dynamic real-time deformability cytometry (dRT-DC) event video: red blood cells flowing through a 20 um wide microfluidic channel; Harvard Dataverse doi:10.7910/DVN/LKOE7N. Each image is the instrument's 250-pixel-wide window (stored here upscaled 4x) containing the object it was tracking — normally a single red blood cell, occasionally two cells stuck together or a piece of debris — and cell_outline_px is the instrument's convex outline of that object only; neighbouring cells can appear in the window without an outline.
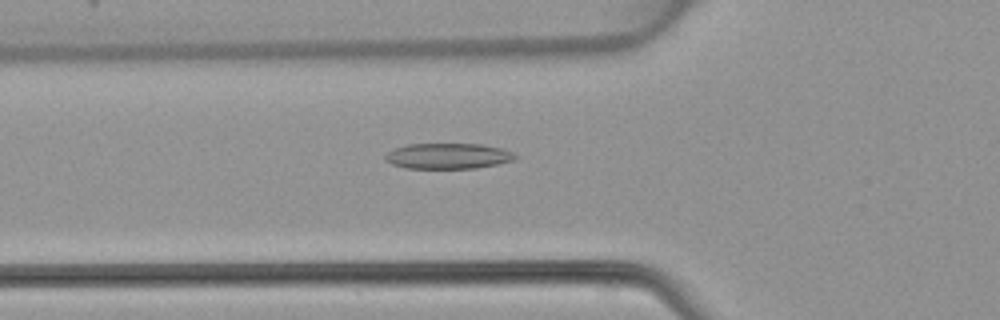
{"species": "common noctule bat (a hibernating species)", "species_latin": "Nyctalus noctula", "temperature_condition": "warm", "stored_images_in_passage": 48, "camera_frame_rate_fps": 3000, "um_per_image_px": 0.085, "animal": {"sex": "female", "body_mass_g": 22.7, "forearm_length_mm": 54.2}, "frame": {"image": 1, "passage_image": 17, "time_ms": 5.333, "image_size_px": [1000, 320], "cell_outline_px": [[516, 160], [476, 168], [408, 168], [392, 164], [384, 160], [384, 156], [388, 152], [396, 148], [408, 144], [484, 144], [504, 148], [512, 152], [516, 156]], "centroid_in_image_um": [38.11, 13.25], "position_along_channel_um": 87.7, "area_um2": 19.42}}
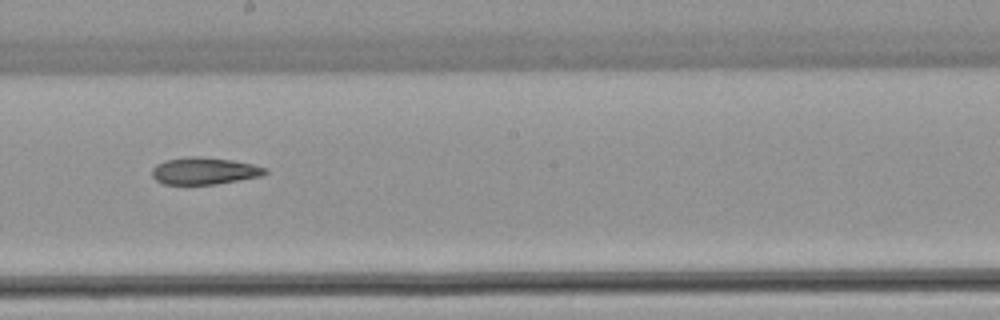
{"frame": {"image": 2, "passage_image": 27, "time_ms": 8.667, "image_size_px": [1000, 320], "cell_outline_px": [[268, 172], [260, 176], [216, 184], [164, 184], [156, 180], [152, 176], [152, 168], [156, 164], [164, 160], [188, 156], [200, 156], [232, 160], [252, 164], [268, 168]], "centroid_in_image_um": [17.35, 14.51], "position_along_channel_um": 230.9, "area_um2": 17.86}}
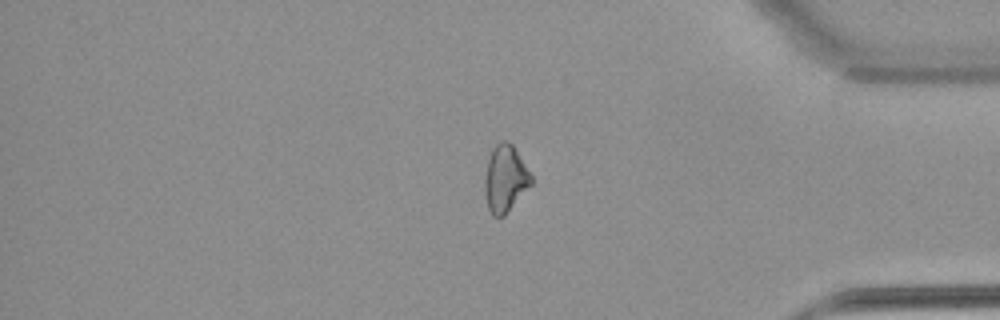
{"frame": {"image": 3, "passage_image": 40, "time_ms": 13.0, "image_size_px": [1000, 320], "cell_outline_px": [[532, 184], [504, 216], [492, 216], [488, 208], [484, 188], [484, 180], [488, 160], [492, 148], [500, 140], [508, 140], [512, 144], [532, 176]], "centroid_in_image_um": [42.93, 15.18], "position_along_channel_um": 392.3, "area_um2": 18.03}}